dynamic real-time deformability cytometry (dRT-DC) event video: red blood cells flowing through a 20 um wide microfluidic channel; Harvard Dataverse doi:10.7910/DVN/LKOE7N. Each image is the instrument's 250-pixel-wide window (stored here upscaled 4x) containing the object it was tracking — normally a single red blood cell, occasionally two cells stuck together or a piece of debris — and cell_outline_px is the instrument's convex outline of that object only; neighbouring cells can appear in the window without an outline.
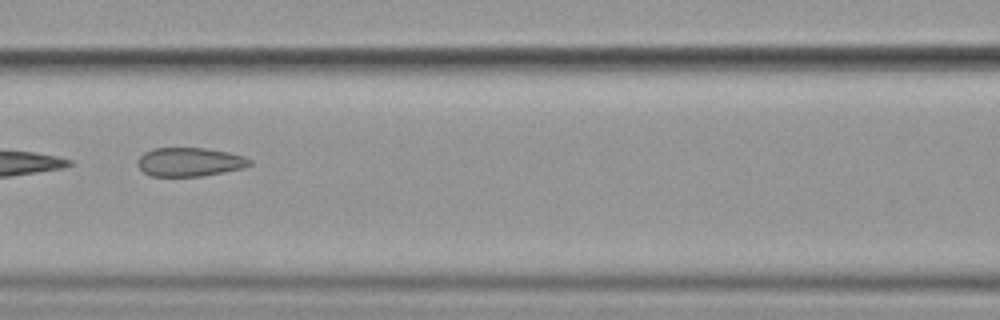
{"species": "common noctule bat (a hibernating species)", "species_latin": "Nyctalus noctula", "temperature_condition": "cold", "stored_images_in_passage": 10, "segment_of_instrument_passage": [1, 2], "camera_frame_rate_fps": 3000, "um_per_image_px": 0.085, "animal": {"sex": "female", "body_mass_g": 19.9}, "frame": {"image": 1, "passage_image": 6, "time_ms": 6.0, "image_size_px": [1000, 320], "cell_outline_px": [[252, 164], [244, 168], [204, 176], [152, 176], [144, 172], [136, 164], [136, 160], [144, 152], [152, 148], [204, 148], [228, 152], [244, 156], [252, 160]], "centroid_in_image_um": [16.12, 13.76], "position_along_channel_um": 150.5, "area_um2": 18.96}}
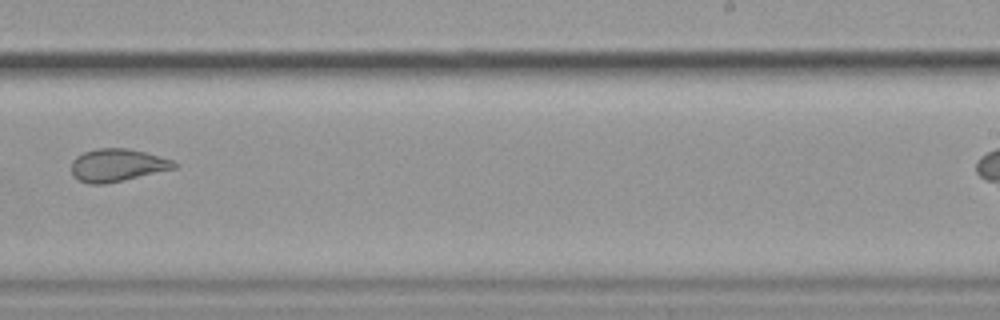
{"frame": {"image": 2, "passage_image": 9, "time_ms": 9.667, "image_size_px": [1000, 320], "cell_outline_px": [[180, 164], [176, 168], [124, 180], [104, 184], [92, 184], [80, 180], [72, 176], [72, 160], [76, 156], [84, 152], [96, 148], [128, 148], [144, 152], [172, 160]], "centroid_in_image_um": [9.97, 14.03], "position_along_channel_um": 279.0, "area_um2": 19.54}}